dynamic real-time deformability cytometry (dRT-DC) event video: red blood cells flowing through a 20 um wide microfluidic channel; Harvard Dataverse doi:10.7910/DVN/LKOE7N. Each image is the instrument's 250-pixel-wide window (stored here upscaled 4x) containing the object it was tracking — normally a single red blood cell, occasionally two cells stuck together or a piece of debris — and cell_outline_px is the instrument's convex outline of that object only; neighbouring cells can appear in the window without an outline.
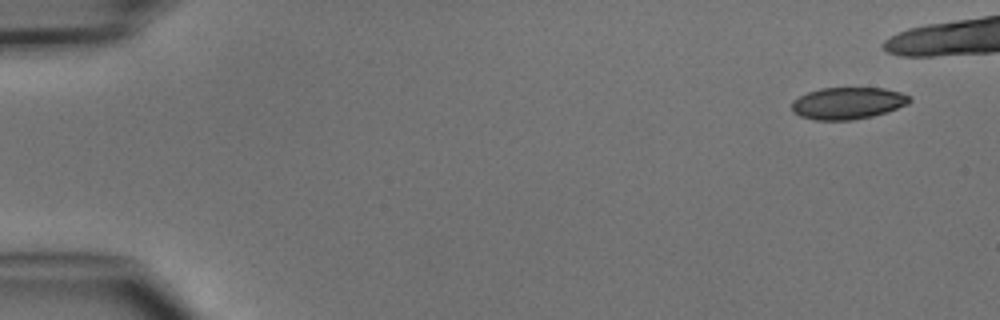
{"species": "common noctule bat (a hibernating species)", "species_latin": "Nyctalus noctula", "temperature_condition": "cold", "stored_images_in_passage": 12, "camera_frame_rate_fps": 3000, "um_per_image_px": 0.085, "animal": {"sex": "male", "body_mass_g": 15.6}, "frame": {"image": 1, "passage_image": 1, "time_ms": 0.0, "image_size_px": [1000, 320], "cell_outline_px": [[912, 100], [908, 104], [872, 116], [852, 120], [816, 120], [800, 116], [792, 112], [792, 100], [808, 92], [820, 88], [884, 88], [900, 92], [912, 96]], "centroid_in_image_um": [72.06, 8.76], "position_along_channel_um": 12.9, "area_um2": 21.91}}
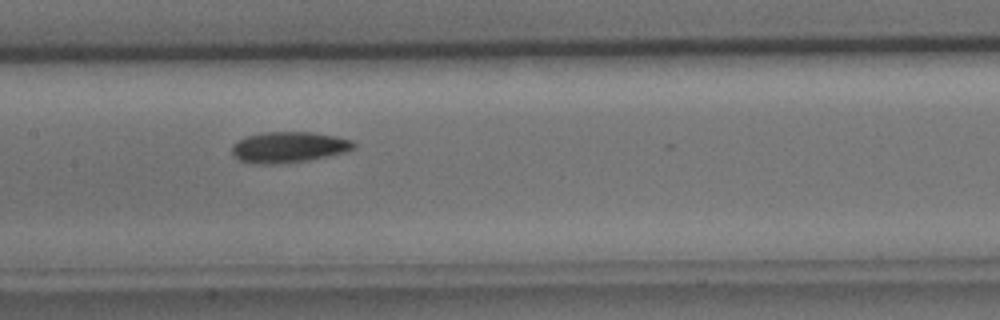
{"frame": {"image": 2, "passage_image": 9, "time_ms": 10.0, "image_size_px": [1000, 320], "cell_outline_px": [[356, 148], [344, 152], [328, 156], [308, 160], [280, 164], [256, 164], [240, 160], [232, 156], [232, 144], [236, 140], [248, 136], [264, 132], [312, 132], [336, 136], [352, 140], [356, 144]], "centroid_in_image_um": [24.53, 12.51], "position_along_channel_um": 182.9, "area_um2": 22.08}}
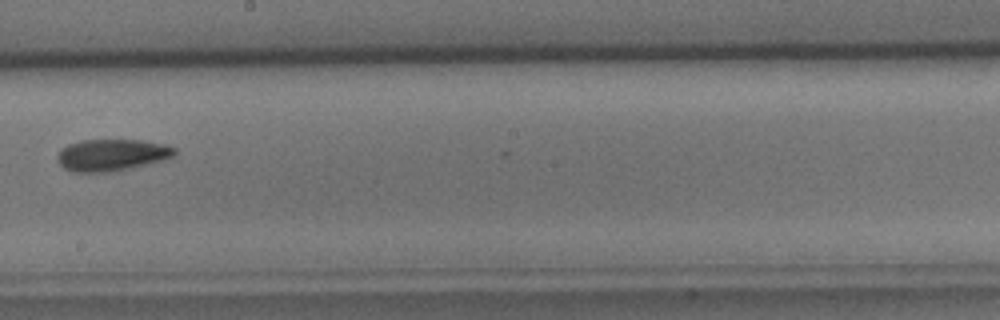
{"frame": {"image": 3, "passage_image": 10, "time_ms": 11.333, "image_size_px": [1000, 320], "cell_outline_px": [[176, 152], [172, 156], [164, 160], [120, 172], [72, 172], [64, 168], [56, 160], [56, 156], [68, 144], [80, 140], [140, 140], [164, 144], [176, 148]], "centroid_in_image_um": [9.51, 13.19], "position_along_channel_um": 238.7, "area_um2": 22.02}}